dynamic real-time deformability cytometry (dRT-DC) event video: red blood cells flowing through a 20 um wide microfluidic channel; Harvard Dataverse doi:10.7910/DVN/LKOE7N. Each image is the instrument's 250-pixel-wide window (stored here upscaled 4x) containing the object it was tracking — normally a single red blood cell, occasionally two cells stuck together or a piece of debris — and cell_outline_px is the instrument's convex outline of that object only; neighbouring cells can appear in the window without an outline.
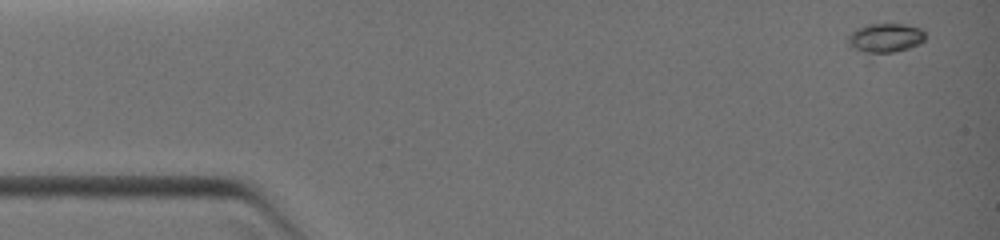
{"species": "common noctule bat (a hibernating species)", "species_latin": "Nyctalus noctula", "temperature_condition": "warm", "stored_images_in_passage": 19, "camera_frame_rate_fps": 3000, "um_per_image_px": 0.085, "animal": {"sex": "female", "body_mass_g": 19.0, "forearm_length_mm": 51.5}, "frame": {"image": 1, "passage_image": 1, "time_ms": 0.0, "image_size_px": [1000, 240], "cell_outline_px": [[924, 40], [920, 44], [872, 64], [868, 64], [848, 44], [848, 36], [856, 28], [868, 24], [904, 24], [920, 28], [924, 32]], "centroid_in_image_um": [75.13, 3.44], "position_along_channel_um": 9.9, "area_um2": 15.37}}
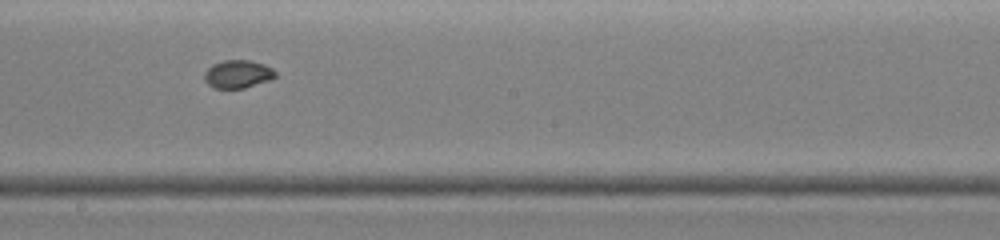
{"frame": {"image": 2, "passage_image": 12, "time_ms": 7.0, "image_size_px": [1000, 240], "cell_outline_px": [[276, 76], [268, 80], [244, 88], [212, 88], [204, 80], [204, 72], [212, 64], [224, 60], [252, 60], [264, 64], [272, 68], [276, 72]], "centroid_in_image_um": [20.19, 6.29], "position_along_channel_um": 228.0, "area_um2": 11.62}}
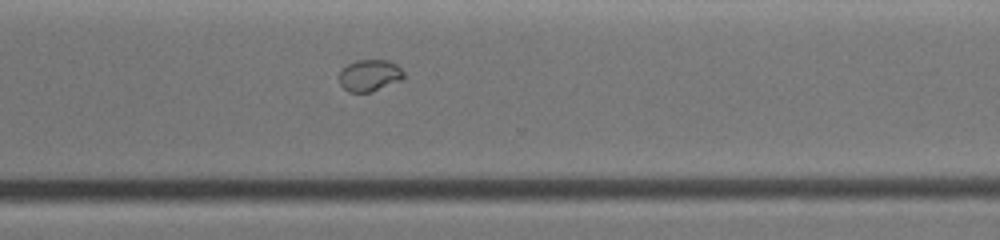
{"frame": {"image": 3, "passage_image": 19, "time_ms": 9.333, "image_size_px": [1000, 240], "cell_outline_px": [[404, 76], [400, 80], [372, 92], [348, 92], [340, 84], [340, 72], [348, 64], [356, 60], [388, 60], [396, 64], [404, 72]], "centroid_in_image_um": [31.42, 6.41], "position_along_channel_um": 339.2, "area_um2": 11.79}}